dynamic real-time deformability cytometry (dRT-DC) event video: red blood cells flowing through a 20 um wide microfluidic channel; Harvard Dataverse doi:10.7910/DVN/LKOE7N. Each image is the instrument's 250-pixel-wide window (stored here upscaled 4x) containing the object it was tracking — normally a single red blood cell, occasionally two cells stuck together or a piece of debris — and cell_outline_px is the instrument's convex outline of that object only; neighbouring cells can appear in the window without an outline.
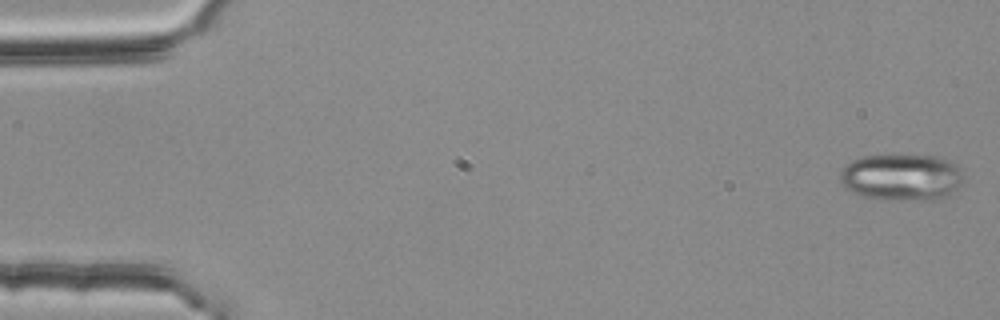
{"species": "common noctule bat (a hibernating species)", "species_latin": "Nyctalus noctula", "temperature_condition": "room temperature", "stored_images_in_passage": 54, "camera_frame_rate_fps": 3000, "um_per_image_px": 0.085, "animal": {"sex": "female", "body_mass_g": 25.1}, "frame": {"image": 1, "passage_image": 1, "time_ms": 0.0, "image_size_px": [1000, 320], "cell_outline_px": [[964, 180], [956, 192], [940, 200], [888, 200], [864, 196], [852, 192], [844, 188], [840, 184], [840, 172], [852, 160], [860, 156], [936, 156], [948, 160], [956, 164], [960, 168], [964, 176]], "centroid_in_image_um": [76.68, 15.09], "position_along_channel_um": 8.3, "area_um2": 34.04}}
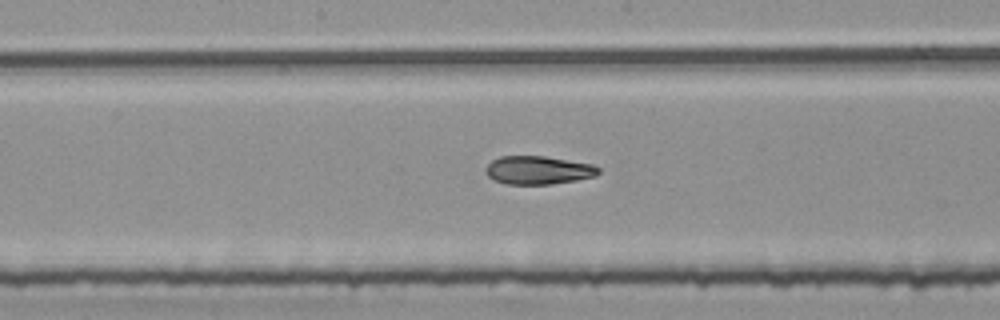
{"frame": {"image": 2, "passage_image": 28, "time_ms": 9.0, "image_size_px": [1000, 320], "cell_outline_px": [[600, 172], [596, 176], [576, 180], [552, 184], [508, 184], [496, 180], [488, 176], [484, 172], [484, 168], [492, 160], [500, 156], [544, 156], [592, 164], [600, 168]], "centroid_in_image_um": [45.75, 14.46], "position_along_channel_um": 202.5, "area_um2": 18.61}}
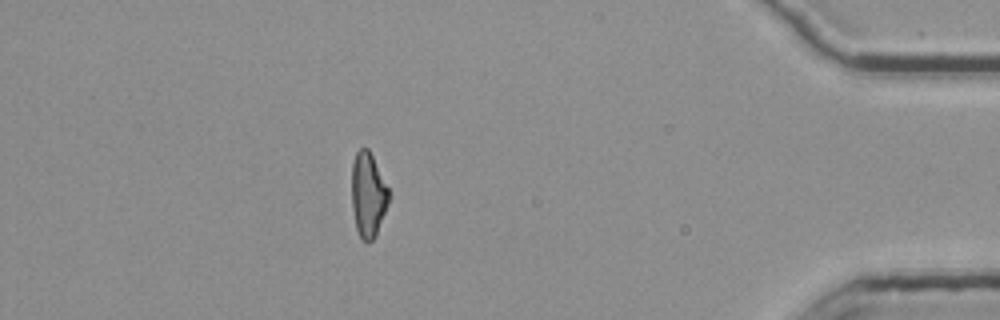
{"frame": {"image": 3, "passage_image": 48, "time_ms": 15.667, "image_size_px": [1000, 320], "cell_outline_px": [[392, 192], [388, 204], [376, 236], [372, 240], [364, 240], [360, 236], [356, 228], [352, 208], [352, 164], [356, 152], [360, 148], [368, 148]], "centroid_in_image_um": [31.32, 16.53], "position_along_channel_um": 403.9, "area_um2": 18.5}, "authors_computed_cell_mechanics": {"area_um2": 19.1896, "velocity_mm_per_s": 3.7778, "shape_relaxation_time_tau1_ms": null, "shape_relaxation_time_tau2_ms": 9.7399, "deformation_change_tau1": null, "deformation_change_tau2": 0.1721}}